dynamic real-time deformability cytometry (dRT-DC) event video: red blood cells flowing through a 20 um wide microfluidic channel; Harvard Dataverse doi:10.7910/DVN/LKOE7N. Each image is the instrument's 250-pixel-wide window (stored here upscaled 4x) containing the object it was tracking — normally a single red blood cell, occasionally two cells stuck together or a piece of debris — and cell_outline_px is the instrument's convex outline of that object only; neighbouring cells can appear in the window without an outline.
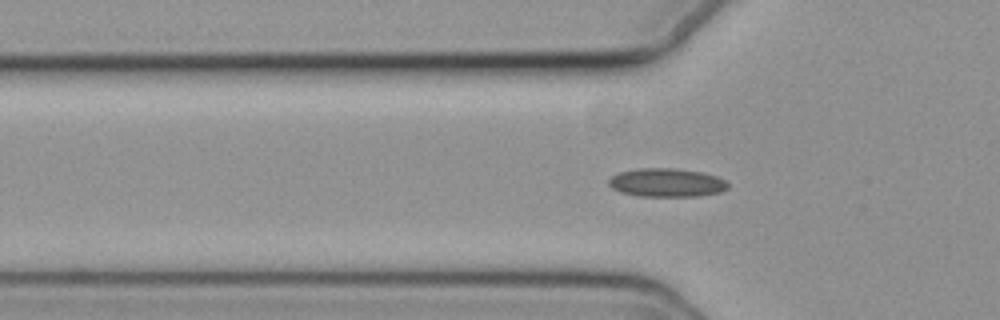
{"species": "common noctule bat (a hibernating species)", "species_latin": "Nyctalus noctula", "temperature_condition": "cold", "stored_images_in_passage": 38, "camera_frame_rate_fps": 3000, "um_per_image_px": 0.085, "animal": {"sex": "female", "body_mass_g": 19.3, "forearm_length_mm": 54.1}, "frame": {"image": 1, "passage_image": 6, "time_ms": 1.667, "image_size_px": [1000, 320], "cell_outline_px": [[728, 188], [720, 192], [700, 196], [640, 196], [620, 192], [612, 188], [608, 184], [608, 180], [612, 176], [620, 172], [640, 168], [672, 168], [700, 172], [716, 176], [724, 180], [728, 184]], "centroid_in_image_um": [56.65, 15.53], "position_along_channel_um": 69.1, "area_um2": 19.71}}
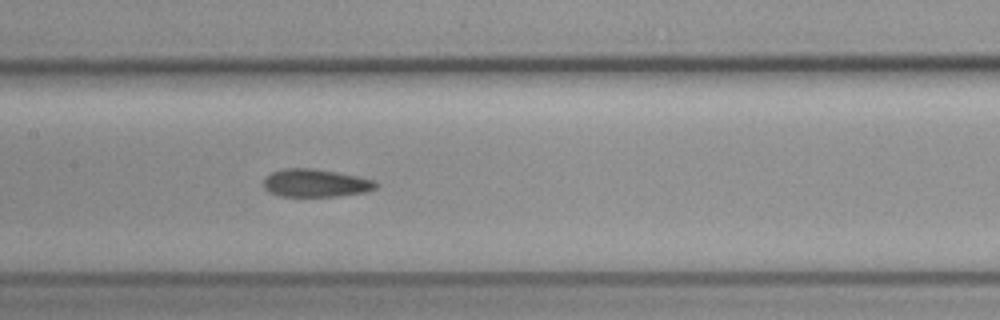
{"frame": {"image": 2, "passage_image": 15, "time_ms": 4.667, "image_size_px": [1000, 320], "cell_outline_px": [[380, 184], [376, 188], [368, 192], [336, 196], [280, 196], [268, 192], [264, 188], [264, 180], [272, 172], [284, 168], [312, 168], [336, 172], [376, 180]], "centroid_in_image_um": [26.86, 15.56], "position_along_channel_um": 180.5, "area_um2": 18.32}}
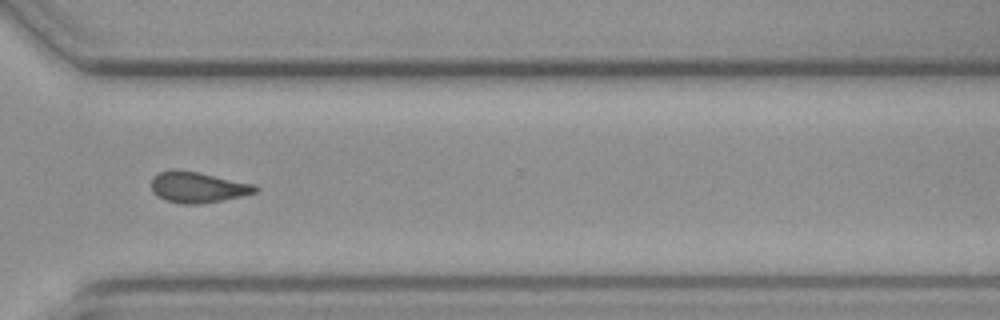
{"frame": {"image": 3, "passage_image": 29, "time_ms": 9.333, "image_size_px": [1000, 320], "cell_outline_px": [[260, 188], [256, 192], [240, 196], [200, 204], [180, 204], [164, 200], [152, 192], [152, 176], [160, 172], [200, 172], [256, 184]], "centroid_in_image_um": [16.85, 15.94], "position_along_channel_um": 353.8, "area_um2": 18.38}, "authors_computed_cell_mechanics": {"area_um2": 18.5249, "velocity_mm_per_s": 3.7166, "shape_relaxation_time_tau1_ms": null, "shape_relaxation_time_tau2_ms": 4.2828, "deformation_change_tau1": null, "deformation_change_tau2": 0.0762}}